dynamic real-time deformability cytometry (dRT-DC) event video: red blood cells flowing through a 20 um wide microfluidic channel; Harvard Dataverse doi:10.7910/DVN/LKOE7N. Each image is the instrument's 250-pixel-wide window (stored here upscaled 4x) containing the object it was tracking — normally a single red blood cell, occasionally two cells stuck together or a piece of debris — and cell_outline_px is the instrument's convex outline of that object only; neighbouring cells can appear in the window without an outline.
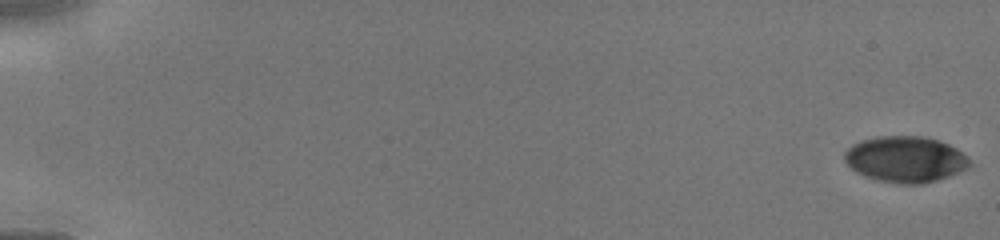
{"species": "human", "species_latin": "Homo sapiens", "temperature_condition": "cold", "stored_images_in_passage": 19, "camera_frame_rate_fps": 3000, "um_per_image_px": 0.085, "donor": {"sex": "male"}, "frame": {"image": 1, "passage_image": 1, "time_ms": 0.0, "image_size_px": [1000, 240], "cell_outline_px": [[972, 164], [968, 168], [948, 176], [936, 180], [920, 184], [900, 184], [880, 180], [864, 176], [856, 172], [844, 160], [844, 152], [852, 144], [876, 136], [924, 136], [948, 144], [956, 148], [968, 156]], "centroid_in_image_um": [76.97, 13.53], "position_along_channel_um": 8.0, "area_um2": 33.52}}
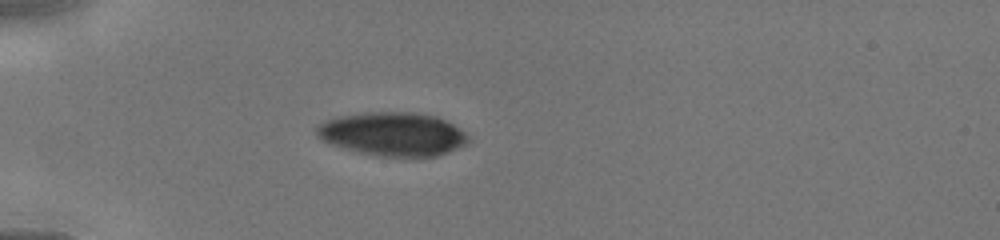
{"frame": {"image": 2, "passage_image": 15, "time_ms": 4.667, "image_size_px": [1000, 240], "cell_outline_px": [[468, 144], [448, 152], [436, 156], [380, 156], [360, 152], [332, 144], [316, 136], [316, 128], [324, 120], [340, 116], [364, 112], [412, 112], [436, 116], [452, 124], [464, 132], [468, 136]], "centroid_in_image_um": [33.39, 11.38], "position_along_channel_um": 51.6, "area_um2": 38.21}}
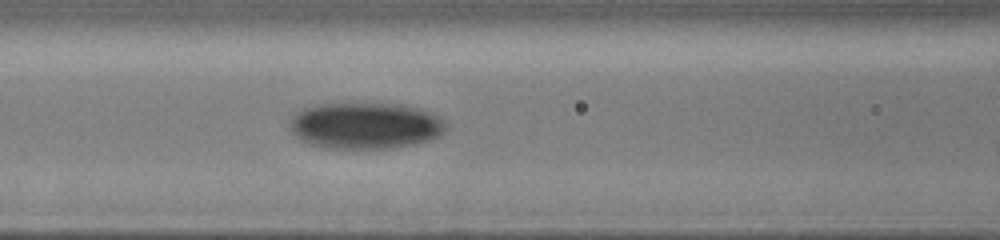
{"frame": {"image": 3, "passage_image": 19, "time_ms": 7.0, "image_size_px": [1000, 240], "cell_outline_px": [[448, 128], [440, 136], [428, 140], [412, 144], [388, 148], [324, 148], [308, 144], [300, 140], [292, 132], [292, 116], [296, 112], [304, 108], [316, 104], [404, 104], [420, 108], [440, 116], [444, 120]], "centroid_in_image_um": [31.09, 10.68], "position_along_channel_um": 135.5, "area_um2": 42.31}}